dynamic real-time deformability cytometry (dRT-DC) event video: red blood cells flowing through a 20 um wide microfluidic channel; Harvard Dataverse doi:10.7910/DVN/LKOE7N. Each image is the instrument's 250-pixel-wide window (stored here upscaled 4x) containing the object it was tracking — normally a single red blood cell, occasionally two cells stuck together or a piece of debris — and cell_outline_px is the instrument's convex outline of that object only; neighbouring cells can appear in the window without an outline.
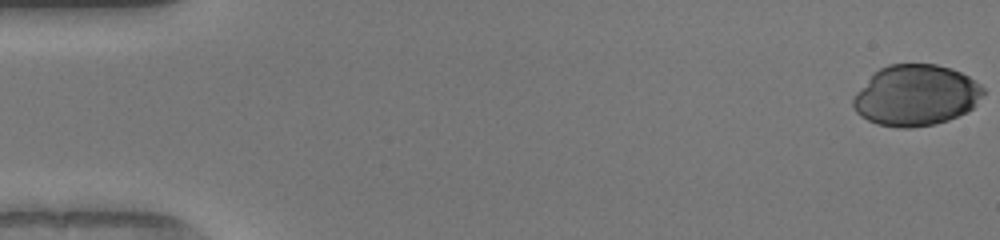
{"species": "human", "species_latin": "Homo sapiens", "temperature_condition": "warm", "stored_images_in_passage": 14, "camera_frame_rate_fps": 3000, "um_per_image_px": 0.085, "donor": {"sex": "female"}, "frame": {"image": 1, "passage_image": 1, "time_ms": 0.0, "image_size_px": [1000, 240], "cell_outline_px": [[984, 92], [976, 104], [968, 112], [948, 120], [936, 124], [912, 128], [900, 128], [876, 124], [860, 116], [856, 112], [852, 104], [852, 100], [856, 92], [880, 68], [888, 64], [936, 64], [952, 68], [968, 76], [980, 84], [984, 88]], "centroid_in_image_um": [77.86, 8.12], "position_along_channel_um": 7.1, "area_um2": 46.3}}